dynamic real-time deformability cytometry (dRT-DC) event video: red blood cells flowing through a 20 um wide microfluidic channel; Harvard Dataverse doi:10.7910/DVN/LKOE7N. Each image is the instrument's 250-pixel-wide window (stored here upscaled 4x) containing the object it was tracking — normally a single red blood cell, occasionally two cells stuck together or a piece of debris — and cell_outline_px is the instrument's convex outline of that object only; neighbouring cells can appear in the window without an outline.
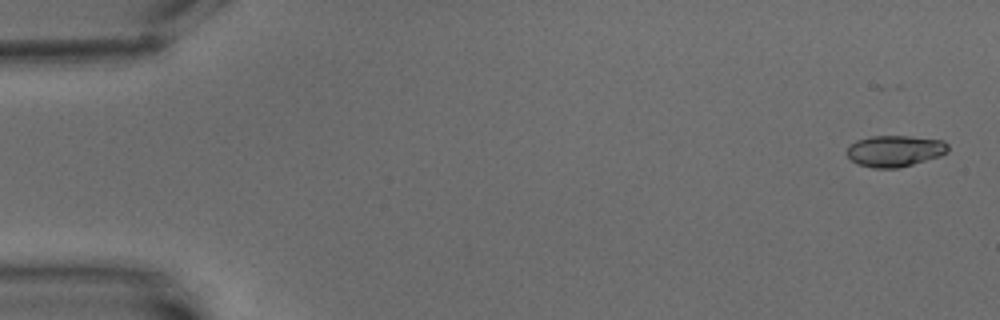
{"species": "common noctule bat (a hibernating species)", "species_latin": "Nyctalus noctula", "temperature_condition": "warm", "stored_images_in_passage": 7, "camera_frame_rate_fps": 3000, "um_per_image_px": 0.085, "animal": {"sex": "male", "body_mass_g": 15.6}, "frame": {"image": 1, "passage_image": 1, "time_ms": 0.0, "image_size_px": [1000, 320], "cell_outline_px": [[948, 152], [940, 156], [900, 168], [872, 168], [856, 164], [848, 156], [848, 144], [856, 140], [872, 136], [908, 136], [944, 140], [948, 144]], "centroid_in_image_um": [76.06, 12.83], "position_along_channel_um": 8.9, "area_um2": 18.61}}
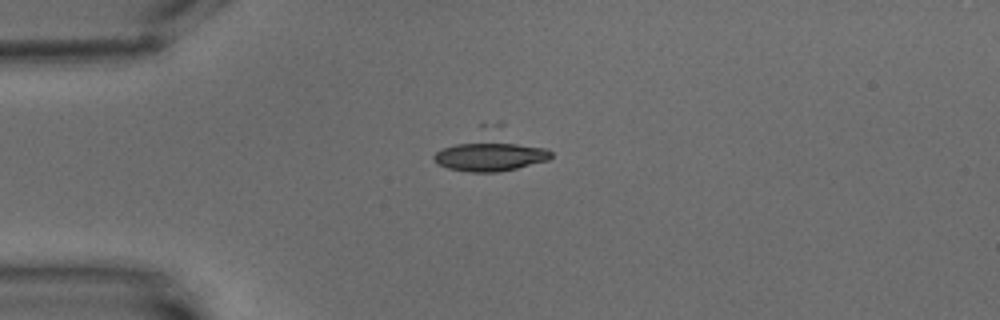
{"frame": {"image": 2, "passage_image": 5, "time_ms": 4.667, "image_size_px": [1000, 320], "cell_outline_px": [[552, 156], [548, 160], [516, 168], [496, 172], [468, 172], [448, 168], [432, 160], [432, 156], [436, 152], [444, 148], [456, 144], [480, 140], [504, 140], [544, 148], [552, 152]], "centroid_in_image_um": [41.66, 13.26], "position_along_channel_um": 43.3, "area_um2": 20.4}}
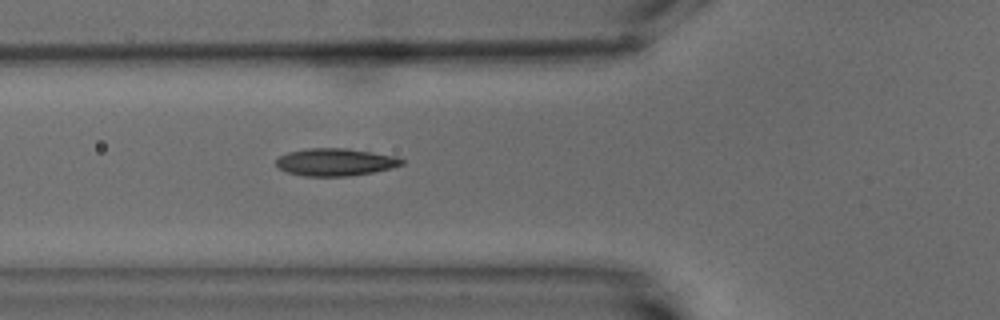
{"frame": {"image": 3, "passage_image": 7, "time_ms": 7.0, "image_size_px": [1000, 320], "cell_outline_px": [[404, 164], [392, 168], [372, 172], [348, 176], [304, 176], [288, 172], [280, 168], [276, 164], [276, 160], [280, 156], [288, 152], [308, 148], [348, 148], [396, 156], [404, 160]], "centroid_in_image_um": [28.53, 13.77], "position_along_channel_um": 97.3, "area_um2": 20.06}}